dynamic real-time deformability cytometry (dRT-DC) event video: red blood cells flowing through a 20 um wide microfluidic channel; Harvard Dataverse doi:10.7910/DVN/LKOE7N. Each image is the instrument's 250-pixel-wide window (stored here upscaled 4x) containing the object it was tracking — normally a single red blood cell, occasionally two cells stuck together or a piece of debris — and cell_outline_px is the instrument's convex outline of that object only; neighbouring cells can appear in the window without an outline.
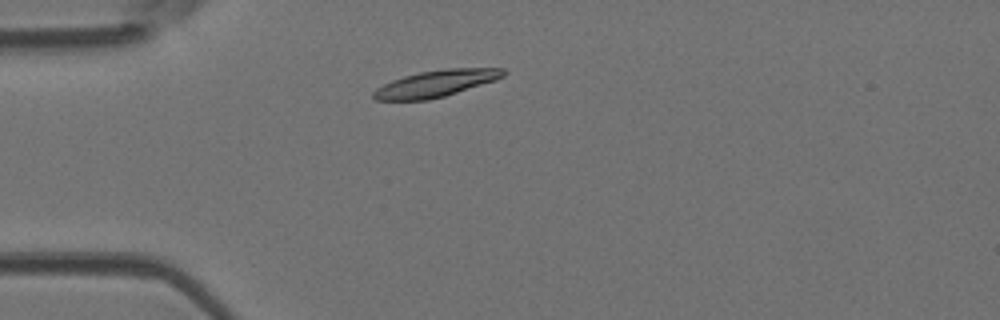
{"species": "Egyptian fruit bat (a non-hibernating species)", "species_latin": "Rousettus aegyptiacus", "temperature_condition": "room temperature", "stored_images_in_passage": 3, "camera_frame_rate_fps": 3000, "um_per_image_px": 0.085, "animal": {"sex": "female"}, "frame": {"image": 1, "passage_image": 2, "time_ms": 0.333, "image_size_px": [1000, 320], "cell_outline_px": [[508, 72], [504, 76], [496, 80], [444, 96], [428, 100], [376, 100], [372, 96], [372, 92], [376, 88], [392, 80], [404, 76], [420, 72], [448, 68], [504, 68]], "centroid_in_image_um": [37.07, 7.09], "position_along_channel_um": 47.9, "area_um2": 20.11}}